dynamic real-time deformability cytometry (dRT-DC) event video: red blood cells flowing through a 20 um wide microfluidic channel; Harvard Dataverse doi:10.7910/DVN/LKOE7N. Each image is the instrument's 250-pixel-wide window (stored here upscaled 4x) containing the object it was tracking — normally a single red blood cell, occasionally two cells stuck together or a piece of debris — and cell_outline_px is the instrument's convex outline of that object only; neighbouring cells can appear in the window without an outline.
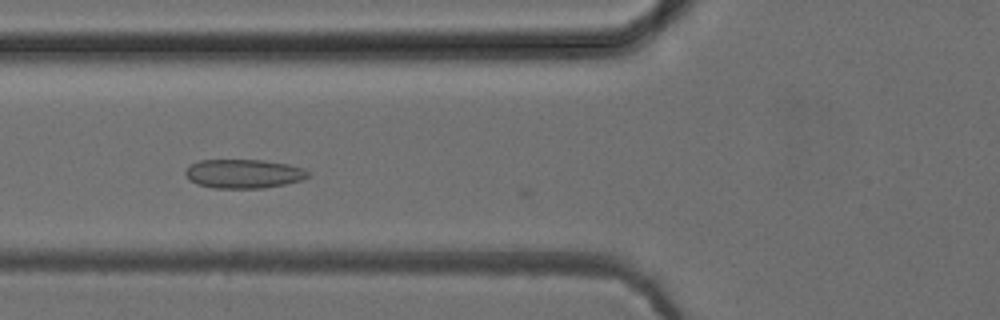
{"species": "common noctule bat (a hibernating species)", "species_latin": "Nyctalus noctula", "temperature_condition": "cold", "stored_images_in_passage": 31, "camera_frame_rate_fps": 3000, "um_per_image_px": 0.085, "animal": {"sex": "female", "body_mass_g": 24.6, "forearm_length_mm": 56.2}, "frame": {"image": 1, "passage_image": 3, "time_ms": 0.667, "image_size_px": [1000, 320], "cell_outline_px": [[308, 176], [300, 180], [284, 184], [264, 188], [212, 188], [196, 184], [188, 180], [184, 172], [192, 164], [200, 160], [264, 160], [288, 164], [304, 168], [308, 172]], "centroid_in_image_um": [20.68, 14.77], "position_along_channel_um": 105.1, "area_um2": 20.69}}
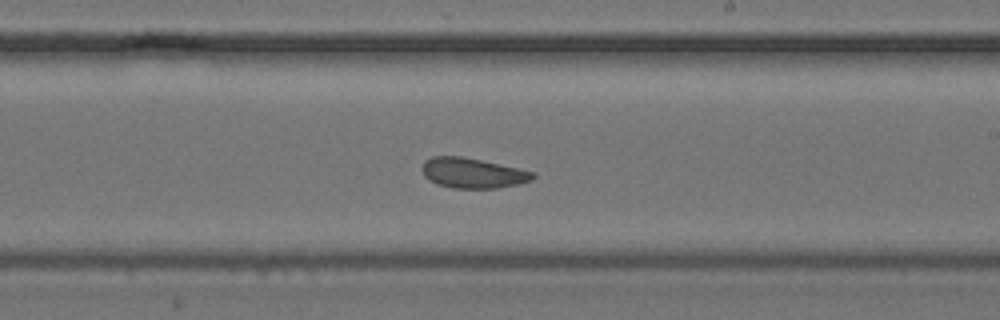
{"frame": {"image": 2, "passage_image": 14, "time_ms": 4.333, "image_size_px": [1000, 320], "cell_outline_px": [[536, 176], [532, 180], [520, 184], [496, 188], [452, 188], [436, 184], [428, 180], [424, 176], [420, 168], [424, 160], [432, 156], [460, 156], [480, 160], [536, 172]], "centroid_in_image_um": [40.15, 14.71], "position_along_channel_um": 248.9, "area_um2": 19.65}}
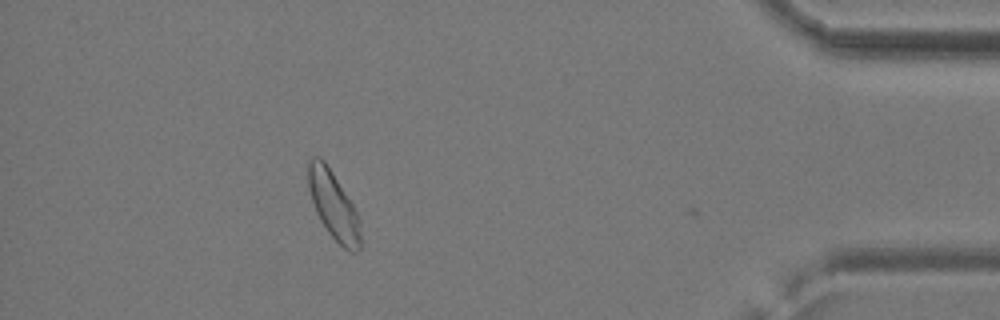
{"frame": {"image": 3, "passage_image": 30, "time_ms": 9.667, "image_size_px": [1000, 320], "cell_outline_px": [[360, 248], [356, 252], [348, 252], [328, 232], [320, 220], [316, 212], [308, 188], [308, 160], [312, 156], [320, 156], [324, 160], [352, 204], [360, 220]], "centroid_in_image_um": [28.33, 17.45], "position_along_channel_um": 406.9, "area_um2": 20.4}}